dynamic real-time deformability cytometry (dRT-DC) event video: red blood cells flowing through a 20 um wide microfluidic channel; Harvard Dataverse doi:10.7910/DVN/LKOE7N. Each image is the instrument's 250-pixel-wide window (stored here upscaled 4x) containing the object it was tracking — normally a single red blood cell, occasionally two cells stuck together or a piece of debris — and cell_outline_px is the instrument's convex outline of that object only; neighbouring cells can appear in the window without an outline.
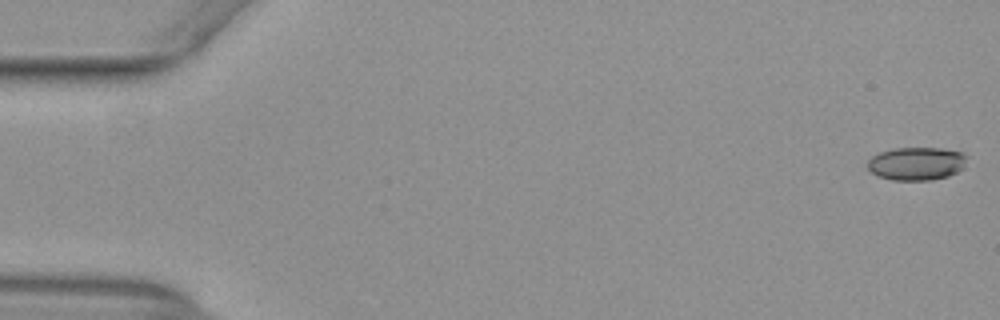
{"species": "common noctule bat (a hibernating species)", "species_latin": "Nyctalus noctula", "temperature_condition": "warm", "stored_images_in_passage": 53, "camera_frame_rate_fps": 3000, "um_per_image_px": 0.085, "animal": {"sex": "female", "body_mass_g": 29.2, "forearm_length_mm": 56.3}, "frame": {"image": 1, "passage_image": 1, "time_ms": 0.0, "image_size_px": [1000, 320], "cell_outline_px": [[968, 156], [964, 168], [948, 176], [932, 180], [892, 180], [880, 176], [872, 172], [868, 168], [868, 160], [872, 156], [880, 152], [892, 148], [940, 148], [960, 152]], "centroid_in_image_um": [77.92, 13.9], "position_along_channel_um": 7.1, "area_um2": 19.19}}
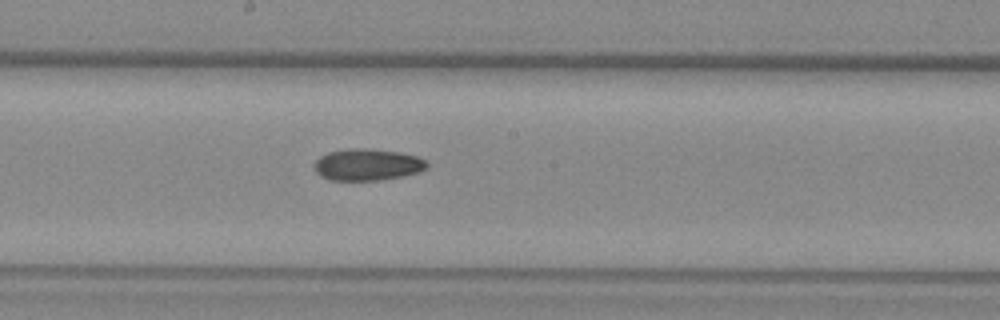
{"frame": {"image": 2, "passage_image": 29, "time_ms": 9.333, "image_size_px": [1000, 320], "cell_outline_px": [[428, 168], [420, 172], [380, 180], [328, 180], [320, 176], [316, 172], [316, 160], [320, 156], [328, 152], [348, 148], [364, 148], [400, 152], [416, 156], [424, 160], [428, 164]], "centroid_in_image_um": [31.23, 13.99], "position_along_channel_um": 217.0, "area_um2": 20.75}}
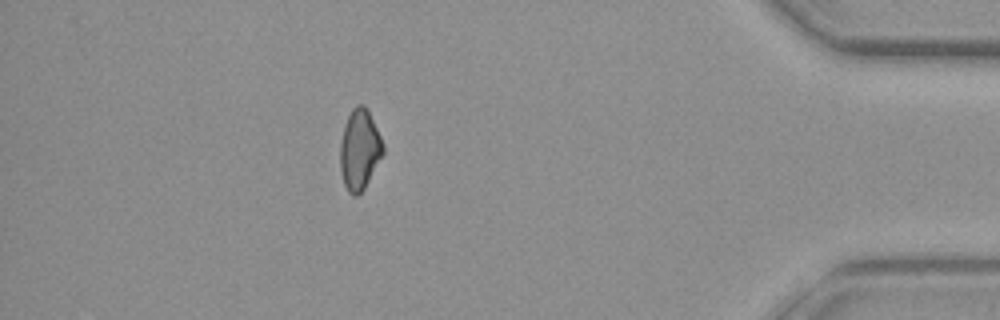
{"frame": {"image": 3, "passage_image": 47, "time_ms": 15.333, "image_size_px": [1000, 320], "cell_outline_px": [[384, 152], [364, 188], [356, 196], [352, 196], [348, 192], [344, 184], [340, 172], [340, 144], [344, 124], [352, 108], [356, 104], [364, 104], [384, 144]], "centroid_in_image_um": [30.54, 12.72], "position_along_channel_um": 404.7, "area_um2": 19.94}}